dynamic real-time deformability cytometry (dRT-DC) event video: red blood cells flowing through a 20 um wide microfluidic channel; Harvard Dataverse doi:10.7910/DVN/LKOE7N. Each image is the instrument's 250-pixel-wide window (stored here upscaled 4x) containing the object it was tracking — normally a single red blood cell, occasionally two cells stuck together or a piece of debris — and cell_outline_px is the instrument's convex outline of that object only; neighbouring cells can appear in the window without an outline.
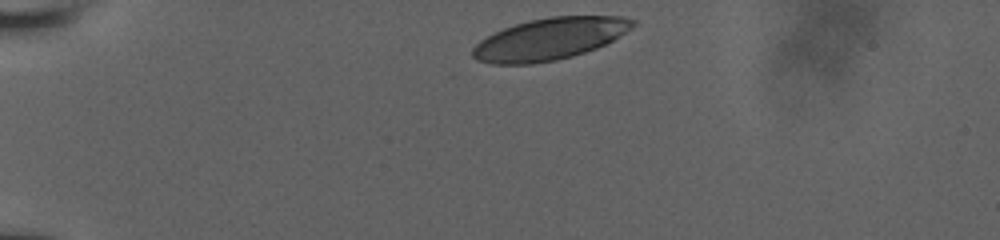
{"species": "human", "species_latin": "Homo sapiens", "temperature_condition": "room temperature", "stored_images_in_passage": 13, "camera_frame_rate_fps": 3000, "um_per_image_px": 0.085, "donor": {"sex": "male"}, "frame": {"image": 1, "passage_image": 1, "time_ms": 0.0, "image_size_px": [1000, 240], "cell_outline_px": [[636, 24], [632, 28], [612, 40], [596, 48], [572, 56], [556, 60], [532, 64], [492, 64], [476, 60], [472, 56], [472, 48], [480, 40], [504, 28], [528, 20], [552, 16], [620, 16], [636, 20]], "centroid_in_image_um": [46.71, 3.31], "position_along_channel_um": 38.3, "area_um2": 38.9}}